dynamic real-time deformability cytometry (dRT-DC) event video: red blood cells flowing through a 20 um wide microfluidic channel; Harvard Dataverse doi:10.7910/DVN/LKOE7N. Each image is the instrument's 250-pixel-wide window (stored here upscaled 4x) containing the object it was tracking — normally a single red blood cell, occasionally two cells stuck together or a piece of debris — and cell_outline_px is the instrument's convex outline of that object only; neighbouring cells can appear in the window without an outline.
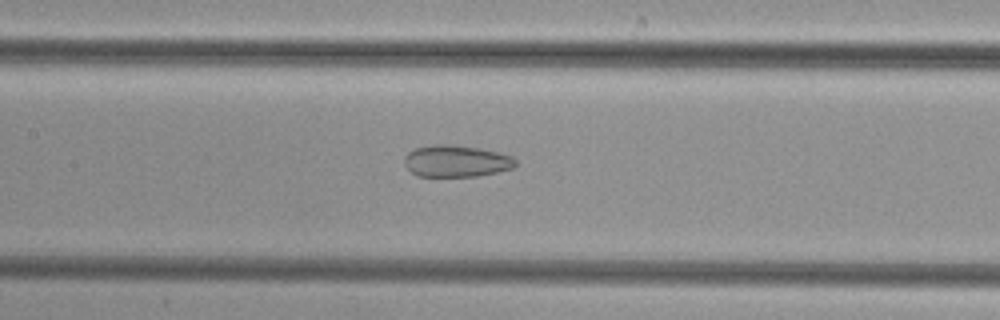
{"species": "common noctule bat (a hibernating species)", "species_latin": "Nyctalus noctula", "temperature_condition": "cold", "stored_images_in_passage": 38, "camera_frame_rate_fps": 3000, "um_per_image_px": 0.085, "animal": {"sex": "female", "body_mass_g": 29.2, "forearm_length_mm": 56.3}, "frame": {"image": 1, "passage_image": 12, "time_ms": 3.667, "image_size_px": [1000, 320], "cell_outline_px": [[516, 168], [476, 176], [416, 176], [404, 164], [404, 156], [408, 152], [416, 148], [432, 144], [448, 144], [480, 148], [512, 156], [516, 160]], "centroid_in_image_um": [38.78, 13.69], "position_along_channel_um": 168.6, "area_um2": 20.63}}
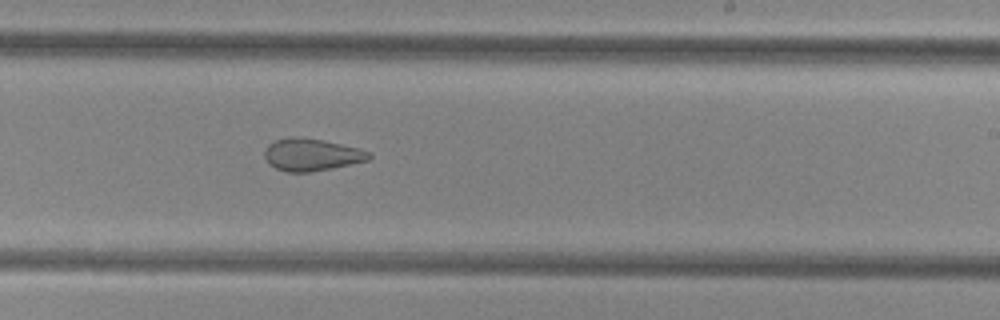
{"frame": {"image": 2, "passage_image": 19, "time_ms": 6.0, "image_size_px": [1000, 320], "cell_outline_px": [[372, 156], [368, 160], [332, 168], [308, 172], [288, 172], [276, 168], [268, 164], [264, 156], [264, 152], [268, 144], [276, 140], [288, 136], [296, 136], [324, 140], [360, 148], [372, 152]], "centroid_in_image_um": [26.48, 13.13], "position_along_channel_um": 262.5, "area_um2": 19.83}}
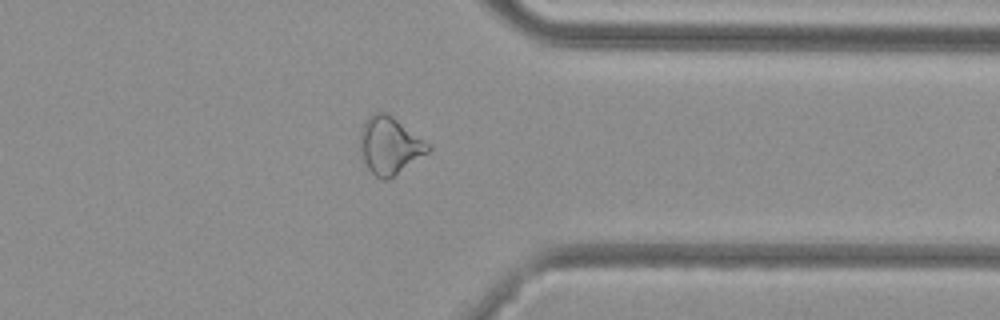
{"frame": {"image": 3, "passage_image": 28, "time_ms": 9.0, "image_size_px": [1000, 320], "cell_outline_px": [[432, 148], [428, 152], [388, 180], [384, 180], [376, 176], [368, 168], [360, 156], [360, 128], [364, 120], [372, 112], [388, 112], [432, 144]], "centroid_in_image_um": [33.12, 12.32], "position_along_channel_um": 378.3, "area_um2": 23.18}}